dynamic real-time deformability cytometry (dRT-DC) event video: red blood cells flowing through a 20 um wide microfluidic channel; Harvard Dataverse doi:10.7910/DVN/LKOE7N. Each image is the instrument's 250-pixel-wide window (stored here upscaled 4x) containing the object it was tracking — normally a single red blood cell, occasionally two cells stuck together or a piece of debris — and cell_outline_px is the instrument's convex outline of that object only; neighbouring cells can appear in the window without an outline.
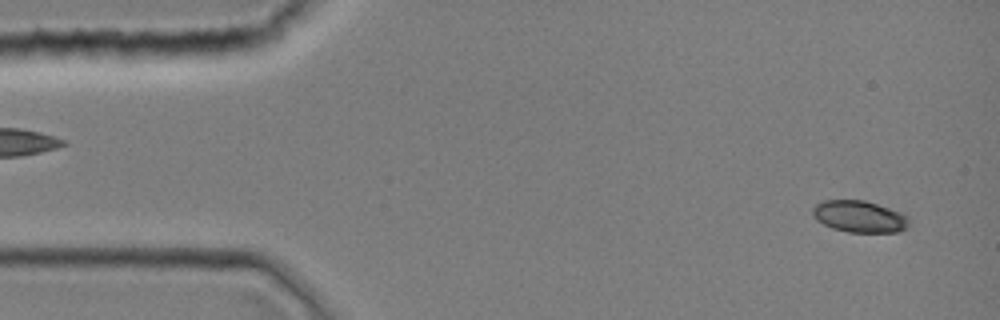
{"species": "common noctule bat (a hibernating species)", "species_latin": "Nyctalus noctula", "temperature_condition": "room temperature", "stored_images_in_passage": 43, "camera_frame_rate_fps": 3000, "um_per_image_px": 0.085, "animal": {"sex": "female", "body_mass_g": 19.0, "forearm_length_mm": 51.5}, "frame": {"image": 1, "passage_image": 2, "time_ms": 0.333, "image_size_px": [1000, 320], "cell_outline_px": [[908, 228], [900, 232], [848, 232], [832, 228], [816, 220], [812, 216], [812, 208], [816, 204], [824, 200], [864, 200], [900, 212], [908, 216]], "centroid_in_image_um": [73.04, 18.41], "position_along_channel_um": 12.0, "area_um2": 17.86}}
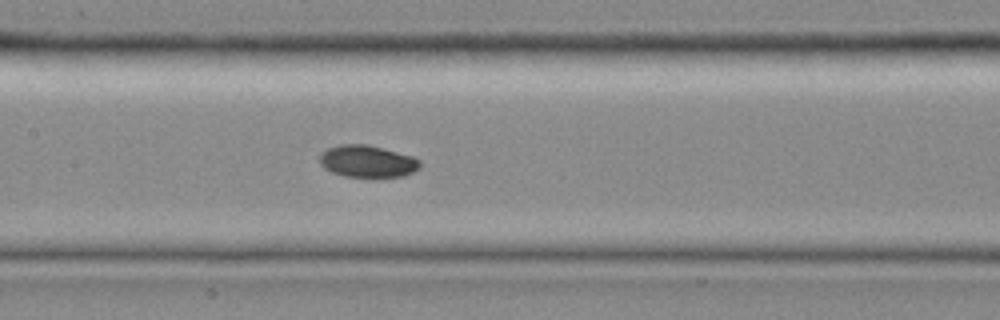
{"frame": {"image": 2, "passage_image": 20, "time_ms": 6.333, "image_size_px": [1000, 320], "cell_outline_px": [[420, 168], [404, 176], [380, 180], [344, 176], [332, 172], [324, 168], [320, 164], [320, 152], [328, 148], [340, 144], [368, 144], [384, 148], [412, 156], [420, 160]], "centroid_in_image_um": [31.25, 13.75], "position_along_channel_um": 176.2, "area_um2": 19.54}}
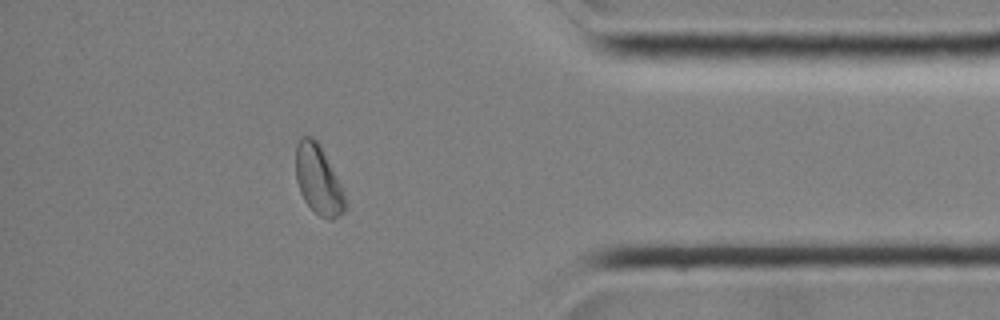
{"frame": {"image": 3, "passage_image": 37, "time_ms": 12.0, "image_size_px": [1000, 320], "cell_outline_px": [[348, 204], [344, 212], [332, 220], [328, 220], [320, 216], [304, 200], [300, 192], [296, 180], [296, 144], [300, 136], [312, 136], [320, 144], [344, 192]], "centroid_in_image_um": [27.06, 15.28], "position_along_channel_um": 408.1, "area_um2": 20.0}}